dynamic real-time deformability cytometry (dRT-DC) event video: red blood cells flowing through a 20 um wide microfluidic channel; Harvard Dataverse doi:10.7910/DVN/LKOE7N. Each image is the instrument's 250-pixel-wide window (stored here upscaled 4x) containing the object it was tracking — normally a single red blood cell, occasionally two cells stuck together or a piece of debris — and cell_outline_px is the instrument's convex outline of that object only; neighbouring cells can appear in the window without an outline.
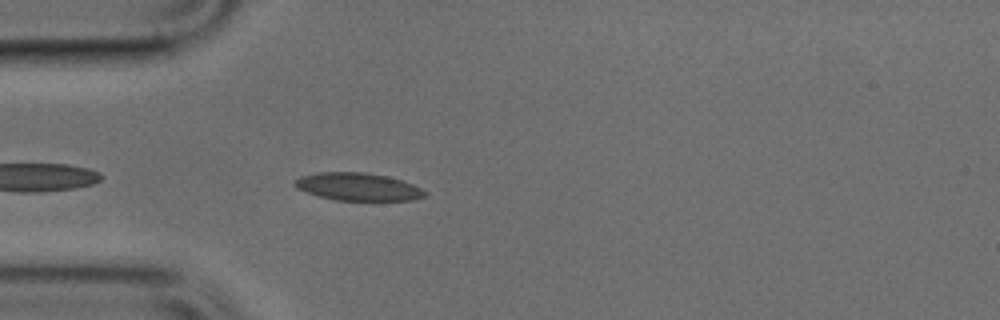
{"species": "common noctule bat (a hibernating species)", "species_latin": "Nyctalus noctula", "temperature_condition": "cold", "stored_images_in_passage": 13, "camera_frame_rate_fps": 3000, "um_per_image_px": 0.085, "animal": {"sex": "male", "body_mass_g": 17.9, "forearm_length_mm": 54.2}, "frame": {"image": 1, "passage_image": 3, "time_ms": 0.667, "image_size_px": [1000, 320], "cell_outline_px": [[428, 196], [412, 200], [336, 200], [320, 196], [296, 188], [292, 184], [292, 180], [300, 176], [316, 172], [368, 172], [388, 176], [412, 184], [428, 192]], "centroid_in_image_um": [30.41, 15.86], "position_along_channel_um": 54.6, "area_um2": 21.15}}